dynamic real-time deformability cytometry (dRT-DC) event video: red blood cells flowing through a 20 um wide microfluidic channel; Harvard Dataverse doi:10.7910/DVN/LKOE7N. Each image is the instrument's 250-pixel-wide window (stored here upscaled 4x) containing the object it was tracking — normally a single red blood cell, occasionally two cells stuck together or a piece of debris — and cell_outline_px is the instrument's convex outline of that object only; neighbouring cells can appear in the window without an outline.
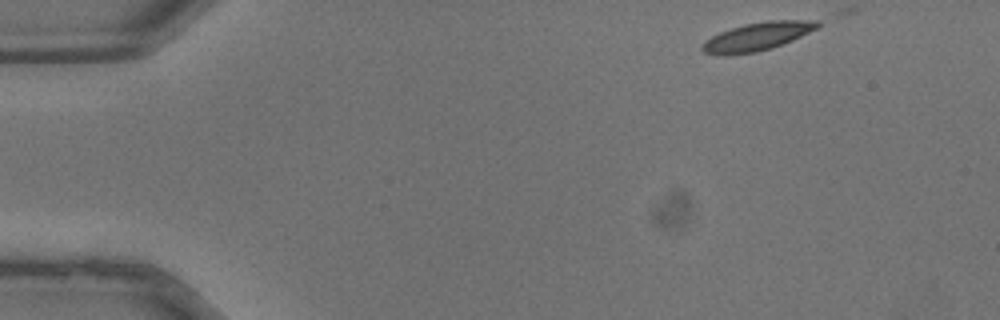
{"species": "common noctule bat (a hibernating species)", "species_latin": "Nyctalus noctula", "temperature_condition": "warm", "stored_images_in_passage": 34, "camera_frame_rate_fps": 3000, "um_per_image_px": 0.085, "animal": {"sex": "male", "body_mass_g": 13.3}, "frame": {"image": 1, "passage_image": 1, "time_ms": 0.0, "image_size_px": [1000, 320], "cell_outline_px": [[820, 24], [816, 28], [792, 40], [772, 48], [756, 52], [728, 56], [716, 56], [704, 52], [700, 48], [704, 40], [720, 32], [744, 24], [768, 20], [820, 20]], "centroid_in_image_um": [64.3, 3.12], "position_along_channel_um": 20.7, "area_um2": 19.07}}
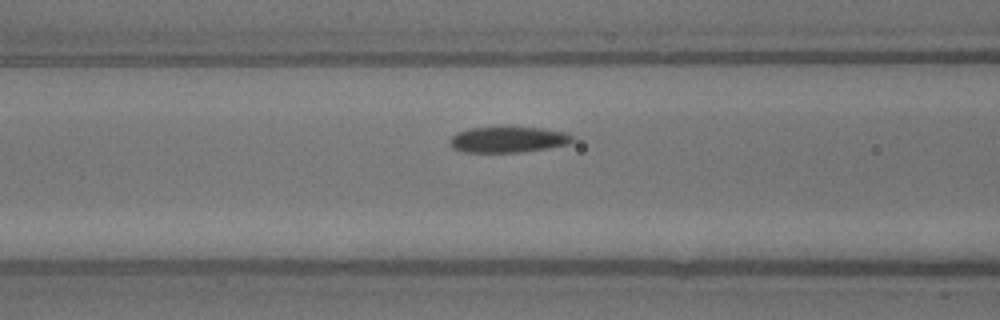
{"frame": {"image": 2, "passage_image": 12, "time_ms": 3.667, "image_size_px": [1000, 320], "cell_outline_px": [[572, 140], [568, 144], [520, 152], [464, 152], [452, 148], [448, 144], [448, 140], [456, 132], [468, 128], [544, 128], [564, 132], [572, 136]], "centroid_in_image_um": [43.1, 11.87], "position_along_channel_um": 123.5, "area_um2": 18.21}}
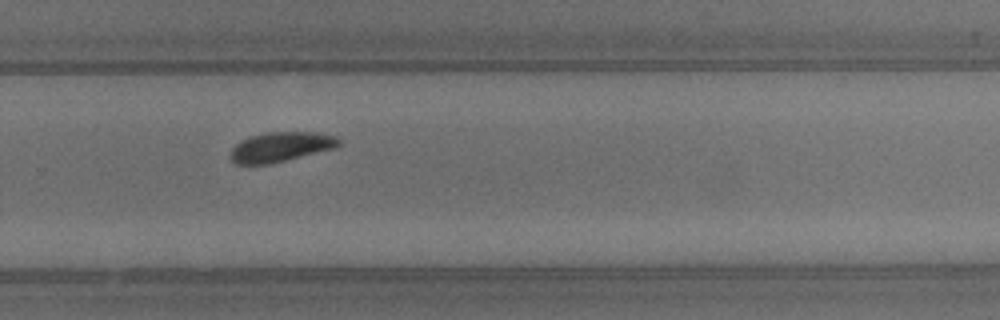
{"frame": {"image": 3, "passage_image": 22, "time_ms": 7.0, "image_size_px": [1000, 320], "cell_outline_px": [[340, 144], [336, 148], [268, 164], [236, 164], [228, 156], [232, 148], [236, 144], [252, 136], [268, 132], [312, 132], [336, 136], [340, 140]], "centroid_in_image_um": [23.87, 12.49], "position_along_channel_um": 305.9, "area_um2": 18.55}}